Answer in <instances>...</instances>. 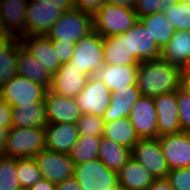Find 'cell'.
Returning <instances> with one entry per match:
<instances>
[{"instance_id":"6da1fadb","label":"cell","mask_w":190,"mask_h":190,"mask_svg":"<svg viewBox=\"0 0 190 190\" xmlns=\"http://www.w3.org/2000/svg\"><path fill=\"white\" fill-rule=\"evenodd\" d=\"M182 69L163 58L139 63L136 86L141 95L155 97L181 87Z\"/></svg>"},{"instance_id":"7a4b0ae2","label":"cell","mask_w":190,"mask_h":190,"mask_svg":"<svg viewBox=\"0 0 190 190\" xmlns=\"http://www.w3.org/2000/svg\"><path fill=\"white\" fill-rule=\"evenodd\" d=\"M74 8V0H28L27 36L47 35L61 14Z\"/></svg>"},{"instance_id":"3957f363","label":"cell","mask_w":190,"mask_h":190,"mask_svg":"<svg viewBox=\"0 0 190 190\" xmlns=\"http://www.w3.org/2000/svg\"><path fill=\"white\" fill-rule=\"evenodd\" d=\"M43 149H46L44 128L11 127L1 155L15 159L34 158Z\"/></svg>"},{"instance_id":"277c9868","label":"cell","mask_w":190,"mask_h":190,"mask_svg":"<svg viewBox=\"0 0 190 190\" xmlns=\"http://www.w3.org/2000/svg\"><path fill=\"white\" fill-rule=\"evenodd\" d=\"M93 17L94 30L102 37L124 34L139 21L134 9L107 2Z\"/></svg>"},{"instance_id":"5b68a950","label":"cell","mask_w":190,"mask_h":190,"mask_svg":"<svg viewBox=\"0 0 190 190\" xmlns=\"http://www.w3.org/2000/svg\"><path fill=\"white\" fill-rule=\"evenodd\" d=\"M94 31V17L77 8L63 12L53 24L47 36L52 41L77 43L81 38Z\"/></svg>"},{"instance_id":"8992f818","label":"cell","mask_w":190,"mask_h":190,"mask_svg":"<svg viewBox=\"0 0 190 190\" xmlns=\"http://www.w3.org/2000/svg\"><path fill=\"white\" fill-rule=\"evenodd\" d=\"M71 67L80 70L88 78L94 76L98 68L104 65L103 37L95 30L81 38L75 45Z\"/></svg>"},{"instance_id":"52a82bcc","label":"cell","mask_w":190,"mask_h":190,"mask_svg":"<svg viewBox=\"0 0 190 190\" xmlns=\"http://www.w3.org/2000/svg\"><path fill=\"white\" fill-rule=\"evenodd\" d=\"M82 190H115L118 173L108 169L97 158L75 165L74 175Z\"/></svg>"},{"instance_id":"ba28073f","label":"cell","mask_w":190,"mask_h":190,"mask_svg":"<svg viewBox=\"0 0 190 190\" xmlns=\"http://www.w3.org/2000/svg\"><path fill=\"white\" fill-rule=\"evenodd\" d=\"M47 90L39 83L15 75L1 85L0 97L13 108L32 103H44Z\"/></svg>"},{"instance_id":"9c48e42d","label":"cell","mask_w":190,"mask_h":190,"mask_svg":"<svg viewBox=\"0 0 190 190\" xmlns=\"http://www.w3.org/2000/svg\"><path fill=\"white\" fill-rule=\"evenodd\" d=\"M131 157L141 163L157 179H167L170 168L158 138L139 139L131 150Z\"/></svg>"},{"instance_id":"30bf717a","label":"cell","mask_w":190,"mask_h":190,"mask_svg":"<svg viewBox=\"0 0 190 190\" xmlns=\"http://www.w3.org/2000/svg\"><path fill=\"white\" fill-rule=\"evenodd\" d=\"M111 95L112 92L101 80L91 76L75 99L82 114L102 117L109 107Z\"/></svg>"},{"instance_id":"8fae6325","label":"cell","mask_w":190,"mask_h":190,"mask_svg":"<svg viewBox=\"0 0 190 190\" xmlns=\"http://www.w3.org/2000/svg\"><path fill=\"white\" fill-rule=\"evenodd\" d=\"M34 159L41 171L42 178L54 184L62 183L74 175L75 164L69 154L43 149L34 156Z\"/></svg>"},{"instance_id":"7c38bea8","label":"cell","mask_w":190,"mask_h":190,"mask_svg":"<svg viewBox=\"0 0 190 190\" xmlns=\"http://www.w3.org/2000/svg\"><path fill=\"white\" fill-rule=\"evenodd\" d=\"M128 118L140 139L158 138L157 112L153 97L141 95Z\"/></svg>"},{"instance_id":"4fadbf2b","label":"cell","mask_w":190,"mask_h":190,"mask_svg":"<svg viewBox=\"0 0 190 190\" xmlns=\"http://www.w3.org/2000/svg\"><path fill=\"white\" fill-rule=\"evenodd\" d=\"M27 5L28 0H0L2 31L14 39L27 36Z\"/></svg>"},{"instance_id":"5bb4252c","label":"cell","mask_w":190,"mask_h":190,"mask_svg":"<svg viewBox=\"0 0 190 190\" xmlns=\"http://www.w3.org/2000/svg\"><path fill=\"white\" fill-rule=\"evenodd\" d=\"M44 105L48 123H77L82 115L75 98L57 94L50 89L45 94Z\"/></svg>"},{"instance_id":"9a60e30c","label":"cell","mask_w":190,"mask_h":190,"mask_svg":"<svg viewBox=\"0 0 190 190\" xmlns=\"http://www.w3.org/2000/svg\"><path fill=\"white\" fill-rule=\"evenodd\" d=\"M158 139L170 170L190 167V133L182 131Z\"/></svg>"},{"instance_id":"2e32d148","label":"cell","mask_w":190,"mask_h":190,"mask_svg":"<svg viewBox=\"0 0 190 190\" xmlns=\"http://www.w3.org/2000/svg\"><path fill=\"white\" fill-rule=\"evenodd\" d=\"M128 37L129 53L138 63L161 58L162 49L156 44L143 24L138 21L123 34Z\"/></svg>"},{"instance_id":"e0dca14e","label":"cell","mask_w":190,"mask_h":190,"mask_svg":"<svg viewBox=\"0 0 190 190\" xmlns=\"http://www.w3.org/2000/svg\"><path fill=\"white\" fill-rule=\"evenodd\" d=\"M153 98L157 112L158 137L182 132L176 91L157 95Z\"/></svg>"},{"instance_id":"ac0fdd59","label":"cell","mask_w":190,"mask_h":190,"mask_svg":"<svg viewBox=\"0 0 190 190\" xmlns=\"http://www.w3.org/2000/svg\"><path fill=\"white\" fill-rule=\"evenodd\" d=\"M46 131V149L58 153L70 154L79 139L76 123H48Z\"/></svg>"},{"instance_id":"d6986e66","label":"cell","mask_w":190,"mask_h":190,"mask_svg":"<svg viewBox=\"0 0 190 190\" xmlns=\"http://www.w3.org/2000/svg\"><path fill=\"white\" fill-rule=\"evenodd\" d=\"M88 77L68 63L61 64L53 75L50 90L57 94L75 98L85 87Z\"/></svg>"},{"instance_id":"ffe728a7","label":"cell","mask_w":190,"mask_h":190,"mask_svg":"<svg viewBox=\"0 0 190 190\" xmlns=\"http://www.w3.org/2000/svg\"><path fill=\"white\" fill-rule=\"evenodd\" d=\"M21 44L35 57L53 76L60 68L52 40L47 35L25 36L20 39Z\"/></svg>"},{"instance_id":"44dd1931","label":"cell","mask_w":190,"mask_h":190,"mask_svg":"<svg viewBox=\"0 0 190 190\" xmlns=\"http://www.w3.org/2000/svg\"><path fill=\"white\" fill-rule=\"evenodd\" d=\"M139 66L102 65L94 76L101 80L111 92L136 86Z\"/></svg>"},{"instance_id":"7402d4cb","label":"cell","mask_w":190,"mask_h":190,"mask_svg":"<svg viewBox=\"0 0 190 190\" xmlns=\"http://www.w3.org/2000/svg\"><path fill=\"white\" fill-rule=\"evenodd\" d=\"M17 75L50 89L53 76L18 40Z\"/></svg>"},{"instance_id":"603a6c76","label":"cell","mask_w":190,"mask_h":190,"mask_svg":"<svg viewBox=\"0 0 190 190\" xmlns=\"http://www.w3.org/2000/svg\"><path fill=\"white\" fill-rule=\"evenodd\" d=\"M140 96L141 93L137 86H129L112 92L109 107L102 116L104 122L128 117Z\"/></svg>"},{"instance_id":"cb8c5ba5","label":"cell","mask_w":190,"mask_h":190,"mask_svg":"<svg viewBox=\"0 0 190 190\" xmlns=\"http://www.w3.org/2000/svg\"><path fill=\"white\" fill-rule=\"evenodd\" d=\"M161 58L181 69L190 68V31H175L163 47Z\"/></svg>"},{"instance_id":"d4e9b609","label":"cell","mask_w":190,"mask_h":190,"mask_svg":"<svg viewBox=\"0 0 190 190\" xmlns=\"http://www.w3.org/2000/svg\"><path fill=\"white\" fill-rule=\"evenodd\" d=\"M154 181L149 171L132 157L118 172V185L125 190H147Z\"/></svg>"},{"instance_id":"484cf974","label":"cell","mask_w":190,"mask_h":190,"mask_svg":"<svg viewBox=\"0 0 190 190\" xmlns=\"http://www.w3.org/2000/svg\"><path fill=\"white\" fill-rule=\"evenodd\" d=\"M104 65L139 66L130 56L128 37L123 34L103 37Z\"/></svg>"},{"instance_id":"4316f807","label":"cell","mask_w":190,"mask_h":190,"mask_svg":"<svg viewBox=\"0 0 190 190\" xmlns=\"http://www.w3.org/2000/svg\"><path fill=\"white\" fill-rule=\"evenodd\" d=\"M47 124L44 103H32L12 108V127L45 128Z\"/></svg>"},{"instance_id":"83f0119b","label":"cell","mask_w":190,"mask_h":190,"mask_svg":"<svg viewBox=\"0 0 190 190\" xmlns=\"http://www.w3.org/2000/svg\"><path fill=\"white\" fill-rule=\"evenodd\" d=\"M131 157V150L102 137L98 152V158L110 170L118 173Z\"/></svg>"},{"instance_id":"f1b7e54d","label":"cell","mask_w":190,"mask_h":190,"mask_svg":"<svg viewBox=\"0 0 190 190\" xmlns=\"http://www.w3.org/2000/svg\"><path fill=\"white\" fill-rule=\"evenodd\" d=\"M103 137L109 138L130 150L140 139L128 117L105 123Z\"/></svg>"},{"instance_id":"f546056e","label":"cell","mask_w":190,"mask_h":190,"mask_svg":"<svg viewBox=\"0 0 190 190\" xmlns=\"http://www.w3.org/2000/svg\"><path fill=\"white\" fill-rule=\"evenodd\" d=\"M156 44L163 49L172 38L175 30L163 12L152 13L139 18Z\"/></svg>"},{"instance_id":"4dcf8cb0","label":"cell","mask_w":190,"mask_h":190,"mask_svg":"<svg viewBox=\"0 0 190 190\" xmlns=\"http://www.w3.org/2000/svg\"><path fill=\"white\" fill-rule=\"evenodd\" d=\"M101 139L98 136H79L69 154L73 163L76 165L97 159Z\"/></svg>"},{"instance_id":"1f68e13d","label":"cell","mask_w":190,"mask_h":190,"mask_svg":"<svg viewBox=\"0 0 190 190\" xmlns=\"http://www.w3.org/2000/svg\"><path fill=\"white\" fill-rule=\"evenodd\" d=\"M175 31H190V7L181 0H168L163 11Z\"/></svg>"},{"instance_id":"d6a6232c","label":"cell","mask_w":190,"mask_h":190,"mask_svg":"<svg viewBox=\"0 0 190 190\" xmlns=\"http://www.w3.org/2000/svg\"><path fill=\"white\" fill-rule=\"evenodd\" d=\"M16 171L21 188L29 189L42 179L41 171L34 158L16 159Z\"/></svg>"},{"instance_id":"836d02e7","label":"cell","mask_w":190,"mask_h":190,"mask_svg":"<svg viewBox=\"0 0 190 190\" xmlns=\"http://www.w3.org/2000/svg\"><path fill=\"white\" fill-rule=\"evenodd\" d=\"M18 39H15L0 53V84L8 82L17 75Z\"/></svg>"},{"instance_id":"e575fe53","label":"cell","mask_w":190,"mask_h":190,"mask_svg":"<svg viewBox=\"0 0 190 190\" xmlns=\"http://www.w3.org/2000/svg\"><path fill=\"white\" fill-rule=\"evenodd\" d=\"M20 188L16 159L0 155V190H18Z\"/></svg>"},{"instance_id":"d590c367","label":"cell","mask_w":190,"mask_h":190,"mask_svg":"<svg viewBox=\"0 0 190 190\" xmlns=\"http://www.w3.org/2000/svg\"><path fill=\"white\" fill-rule=\"evenodd\" d=\"M76 124L79 136L103 137L105 122L101 116L82 114Z\"/></svg>"},{"instance_id":"8d00e7d4","label":"cell","mask_w":190,"mask_h":190,"mask_svg":"<svg viewBox=\"0 0 190 190\" xmlns=\"http://www.w3.org/2000/svg\"><path fill=\"white\" fill-rule=\"evenodd\" d=\"M179 122L183 132H190V94L181 87L176 91Z\"/></svg>"},{"instance_id":"74e56055","label":"cell","mask_w":190,"mask_h":190,"mask_svg":"<svg viewBox=\"0 0 190 190\" xmlns=\"http://www.w3.org/2000/svg\"><path fill=\"white\" fill-rule=\"evenodd\" d=\"M168 0H135L134 11L139 18L152 13L163 12Z\"/></svg>"},{"instance_id":"f35d334b","label":"cell","mask_w":190,"mask_h":190,"mask_svg":"<svg viewBox=\"0 0 190 190\" xmlns=\"http://www.w3.org/2000/svg\"><path fill=\"white\" fill-rule=\"evenodd\" d=\"M167 180L174 190H190V167L170 170Z\"/></svg>"},{"instance_id":"ab89813d","label":"cell","mask_w":190,"mask_h":190,"mask_svg":"<svg viewBox=\"0 0 190 190\" xmlns=\"http://www.w3.org/2000/svg\"><path fill=\"white\" fill-rule=\"evenodd\" d=\"M57 59L61 64L68 63L73 56L76 43L65 41H52Z\"/></svg>"},{"instance_id":"60d3db41","label":"cell","mask_w":190,"mask_h":190,"mask_svg":"<svg viewBox=\"0 0 190 190\" xmlns=\"http://www.w3.org/2000/svg\"><path fill=\"white\" fill-rule=\"evenodd\" d=\"M105 2V0H74V5L75 8L94 16Z\"/></svg>"},{"instance_id":"b9f144b4","label":"cell","mask_w":190,"mask_h":190,"mask_svg":"<svg viewBox=\"0 0 190 190\" xmlns=\"http://www.w3.org/2000/svg\"><path fill=\"white\" fill-rule=\"evenodd\" d=\"M0 127H12V107L0 97Z\"/></svg>"},{"instance_id":"7bdbcfd3","label":"cell","mask_w":190,"mask_h":190,"mask_svg":"<svg viewBox=\"0 0 190 190\" xmlns=\"http://www.w3.org/2000/svg\"><path fill=\"white\" fill-rule=\"evenodd\" d=\"M56 190H82L76 178L70 177L64 180L62 183L56 184Z\"/></svg>"},{"instance_id":"ee69618b","label":"cell","mask_w":190,"mask_h":190,"mask_svg":"<svg viewBox=\"0 0 190 190\" xmlns=\"http://www.w3.org/2000/svg\"><path fill=\"white\" fill-rule=\"evenodd\" d=\"M28 190H56V184L42 178L41 180L37 181L33 186H31Z\"/></svg>"},{"instance_id":"f6af8a7d","label":"cell","mask_w":190,"mask_h":190,"mask_svg":"<svg viewBox=\"0 0 190 190\" xmlns=\"http://www.w3.org/2000/svg\"><path fill=\"white\" fill-rule=\"evenodd\" d=\"M147 190H174L167 179L155 180Z\"/></svg>"},{"instance_id":"bcb514c9","label":"cell","mask_w":190,"mask_h":190,"mask_svg":"<svg viewBox=\"0 0 190 190\" xmlns=\"http://www.w3.org/2000/svg\"><path fill=\"white\" fill-rule=\"evenodd\" d=\"M181 88L190 94V68L182 69Z\"/></svg>"},{"instance_id":"7dc6e473","label":"cell","mask_w":190,"mask_h":190,"mask_svg":"<svg viewBox=\"0 0 190 190\" xmlns=\"http://www.w3.org/2000/svg\"><path fill=\"white\" fill-rule=\"evenodd\" d=\"M15 39L2 31L0 27V53H2Z\"/></svg>"},{"instance_id":"c3c4849f","label":"cell","mask_w":190,"mask_h":190,"mask_svg":"<svg viewBox=\"0 0 190 190\" xmlns=\"http://www.w3.org/2000/svg\"><path fill=\"white\" fill-rule=\"evenodd\" d=\"M109 4H113L116 6H126L134 9L135 0H105Z\"/></svg>"},{"instance_id":"681fc988","label":"cell","mask_w":190,"mask_h":190,"mask_svg":"<svg viewBox=\"0 0 190 190\" xmlns=\"http://www.w3.org/2000/svg\"><path fill=\"white\" fill-rule=\"evenodd\" d=\"M9 129L10 128L0 127V152L1 153L3 152V149L6 145Z\"/></svg>"},{"instance_id":"f907efd6","label":"cell","mask_w":190,"mask_h":190,"mask_svg":"<svg viewBox=\"0 0 190 190\" xmlns=\"http://www.w3.org/2000/svg\"><path fill=\"white\" fill-rule=\"evenodd\" d=\"M182 2H184L187 6L190 7V0H181Z\"/></svg>"},{"instance_id":"816d5d0a","label":"cell","mask_w":190,"mask_h":190,"mask_svg":"<svg viewBox=\"0 0 190 190\" xmlns=\"http://www.w3.org/2000/svg\"><path fill=\"white\" fill-rule=\"evenodd\" d=\"M115 190H125V189L118 186Z\"/></svg>"}]
</instances>
